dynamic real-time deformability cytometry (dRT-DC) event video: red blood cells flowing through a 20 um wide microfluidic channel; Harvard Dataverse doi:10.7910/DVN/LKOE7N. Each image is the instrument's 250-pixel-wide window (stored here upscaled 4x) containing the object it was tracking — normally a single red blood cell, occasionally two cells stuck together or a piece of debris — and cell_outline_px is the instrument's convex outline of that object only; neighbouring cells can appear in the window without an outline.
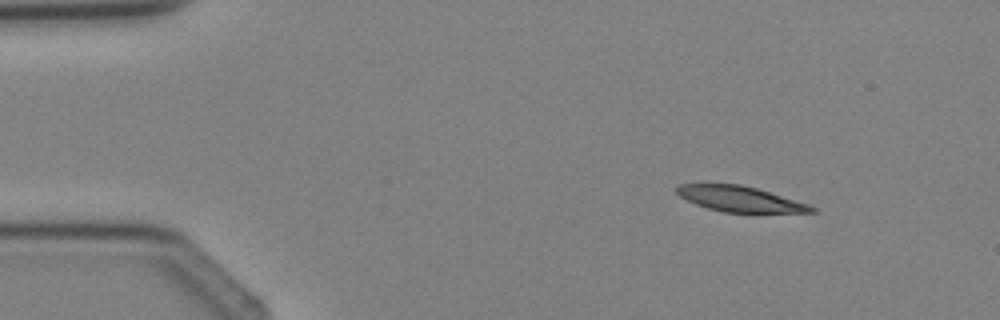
{"species": "Egyptian fruit bat (a non-hibernating species)", "species_latin": "Rousettus aegyptiacus", "temperature_condition": "cold", "stored_images_in_passage": 4, "segment_of_instrument_passage": [1, 2], "camera_frame_rate_fps": 3000, "um_per_image_px": 0.085, "animal": {"sex": "female"}, "frame": {"image": 1, "passage_image": 1, "time_ms": 0.0, "image_size_px": [1000, 320], "cell_outline_px": [[816, 212], [724, 212], [708, 208], [696, 204], [680, 196], [676, 192], [676, 188], [680, 184], [740, 184], [756, 188], [808, 204], [816, 208]], "centroid_in_image_um": [62.88, 16.91], "position_along_channel_um": 22.1, "area_um2": 19.59}}
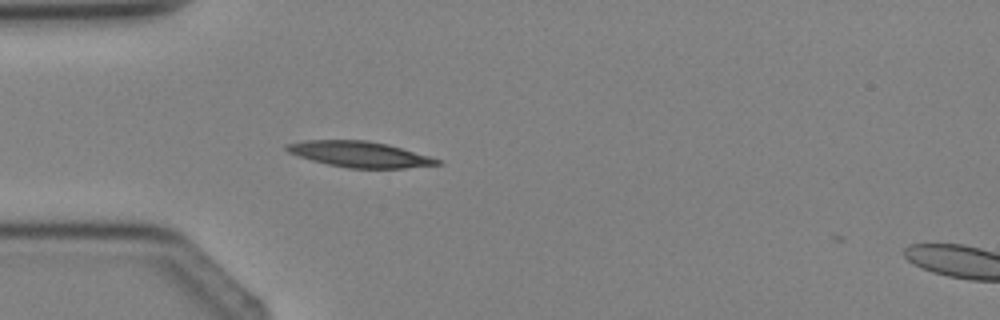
{"frame": {"image": 2, "passage_image": 3, "time_ms": 2.0, "image_size_px": [1000, 320], "cell_outline_px": [[444, 164], [404, 168], [348, 168], [328, 164], [312, 160], [288, 152], [284, 148], [284, 144], [304, 140], [368, 140], [388, 144], [428, 156], [440, 160]], "centroid_in_image_um": [30.55, 13.1], "position_along_channel_um": 54.5, "area_um2": 22.54}}